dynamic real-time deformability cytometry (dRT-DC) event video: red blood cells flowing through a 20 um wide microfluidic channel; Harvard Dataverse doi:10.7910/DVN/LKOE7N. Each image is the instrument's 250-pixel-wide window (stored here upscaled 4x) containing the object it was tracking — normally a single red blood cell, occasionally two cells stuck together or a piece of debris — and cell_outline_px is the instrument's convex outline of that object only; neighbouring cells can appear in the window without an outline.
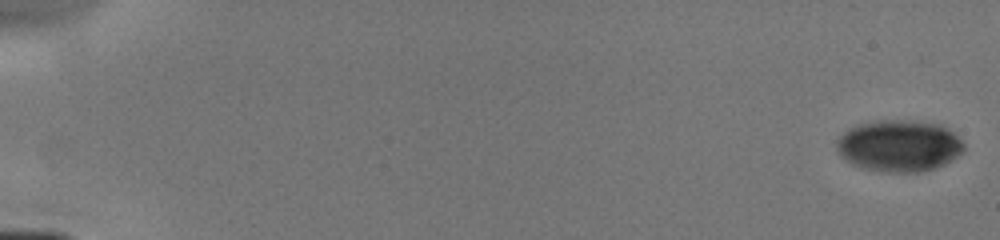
{"species": "human", "species_latin": "Homo sapiens", "temperature_condition": "cold", "stored_images_in_passage": 8, "camera_frame_rate_fps": 3000, "um_per_image_px": 0.085, "donor": {"sex": "male"}, "frame": {"image": 1, "passage_image": 1, "time_ms": 0.0, "image_size_px": [1000, 240], "cell_outline_px": [[964, 152], [944, 164], [936, 168], [920, 172], [888, 172], [864, 168], [852, 164], [840, 156], [836, 152], [836, 140], [848, 128], [860, 124], [880, 120], [912, 120], [940, 124], [948, 128], [964, 144]], "centroid_in_image_um": [76.41, 12.39], "position_along_channel_um": 8.6, "area_um2": 38.44}}
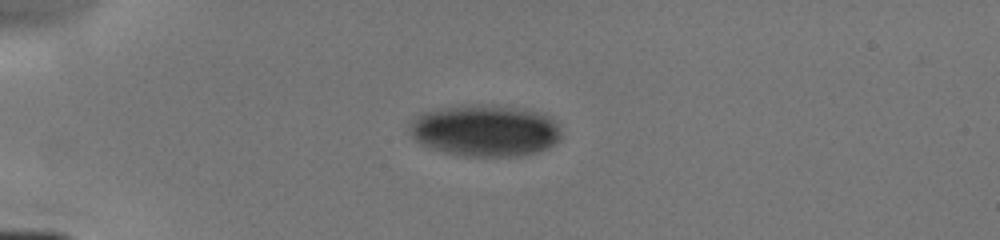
{"frame": {"image": 2, "passage_image": 6, "time_ms": 4.333, "image_size_px": [1000, 240], "cell_outline_px": [[560, 140], [536, 152], [520, 156], [464, 156], [432, 148], [420, 144], [408, 132], [408, 124], [420, 112], [460, 104], [496, 104], [528, 108], [544, 112], [552, 116], [556, 120], [560, 128]], "centroid_in_image_um": [41.24, 11.05], "position_along_channel_um": 43.8, "area_um2": 46.7}}
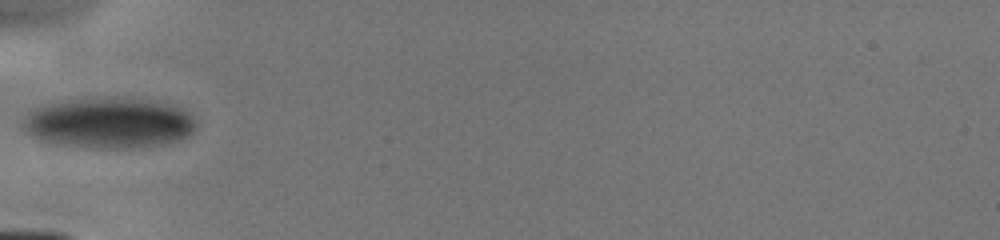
{"frame": {"image": 3, "passage_image": 8, "time_ms": 6.0, "image_size_px": [1000, 240], "cell_outline_px": [[196, 128], [188, 136], [180, 140], [160, 144], [132, 148], [92, 148], [32, 136], [24, 132], [24, 120], [28, 112], [32, 108], [44, 104], [60, 100], [100, 96], [128, 96], [176, 104], [184, 108], [196, 120]], "centroid_in_image_um": [9.35, 10.38], "position_along_channel_um": 75.7, "area_um2": 51.79}}